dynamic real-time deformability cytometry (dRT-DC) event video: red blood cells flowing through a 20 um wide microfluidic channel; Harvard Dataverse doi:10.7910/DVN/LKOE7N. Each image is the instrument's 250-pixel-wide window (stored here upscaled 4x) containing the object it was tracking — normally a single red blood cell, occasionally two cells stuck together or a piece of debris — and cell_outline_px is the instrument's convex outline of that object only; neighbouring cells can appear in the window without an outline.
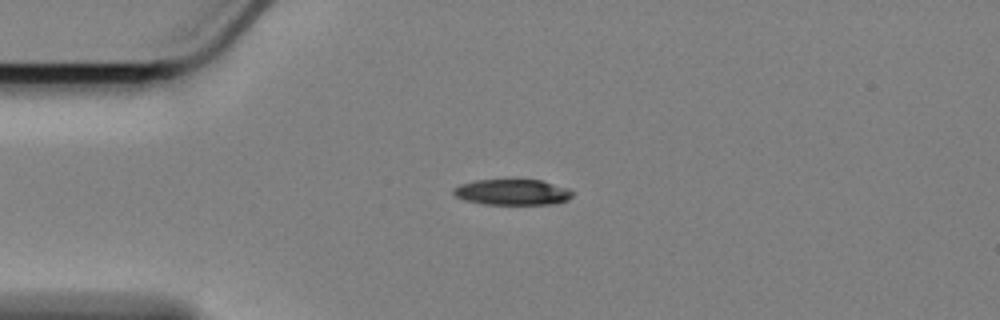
{"species": "Egyptian fruit bat (a non-hibernating species)", "species_latin": "Rousettus aegyptiacus", "temperature_condition": "cold", "stored_images_in_passage": 46, "camera_frame_rate_fps": 3000, "um_per_image_px": 0.085, "animal": {"sex": "female"}, "frame": {"image": 1, "passage_image": 1, "time_ms": 0.0, "image_size_px": [1000, 320], "cell_outline_px": [[572, 196], [568, 200], [556, 204], [484, 204], [464, 200], [456, 196], [452, 192], [452, 188], [460, 184], [476, 180], [540, 180], [568, 188], [572, 192]], "centroid_in_image_um": [43.54, 16.34], "position_along_channel_um": 41.5, "area_um2": 17.86}}
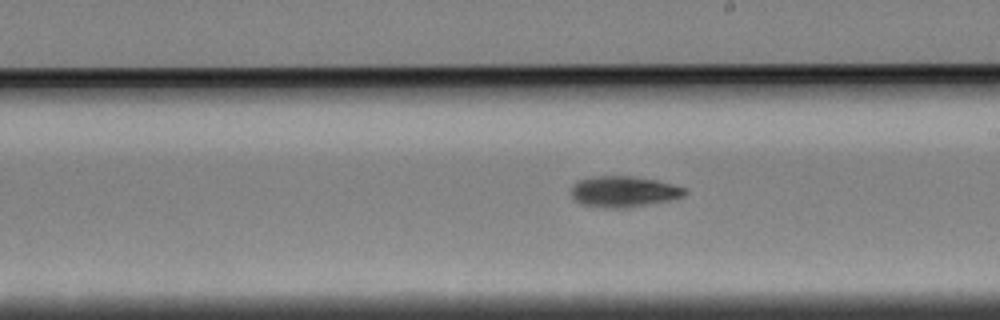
{"frame": {"image": 2, "passage_image": 20, "time_ms": 6.333, "image_size_px": [1000, 320], "cell_outline_px": [[688, 192], [684, 196], [672, 200], [624, 208], [604, 208], [584, 204], [576, 200], [572, 196], [572, 184], [576, 180], [592, 176], [632, 176], [656, 180], [684, 188]], "centroid_in_image_um": [53.0, 16.28], "position_along_channel_um": 236.0, "area_um2": 20.46}}
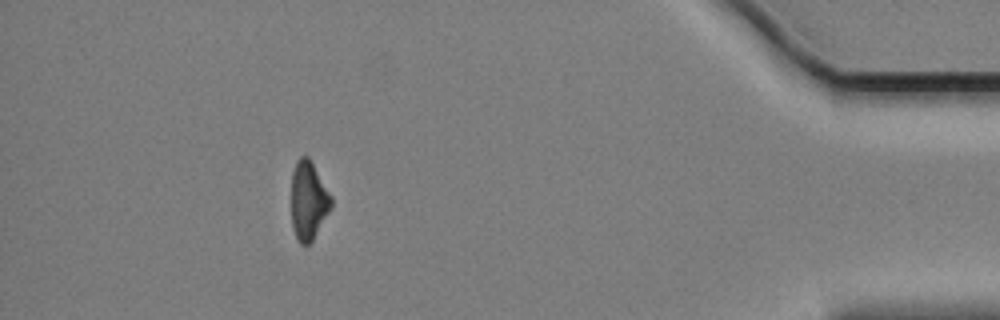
{"frame": {"image": 3, "passage_image": 40, "time_ms": 13.0, "image_size_px": [1000, 320], "cell_outline_px": [[332, 208], [312, 240], [308, 244], [300, 244], [296, 236], [292, 224], [292, 172], [296, 160], [300, 156], [308, 156], [332, 196]], "centroid_in_image_um": [26.23, 17.03], "position_along_channel_um": 409.0, "area_um2": 18.15}, "authors_computed_cell_mechanics": {"area_um2": 19.363, "velocity_mm_per_s": 3.4098, "shape_relaxation_time_tau1_ms": 4.1114, "shape_relaxation_time_tau2_ms": null, "deformation_change_tau1": 0.1384, "deformation_change_tau2": null}}